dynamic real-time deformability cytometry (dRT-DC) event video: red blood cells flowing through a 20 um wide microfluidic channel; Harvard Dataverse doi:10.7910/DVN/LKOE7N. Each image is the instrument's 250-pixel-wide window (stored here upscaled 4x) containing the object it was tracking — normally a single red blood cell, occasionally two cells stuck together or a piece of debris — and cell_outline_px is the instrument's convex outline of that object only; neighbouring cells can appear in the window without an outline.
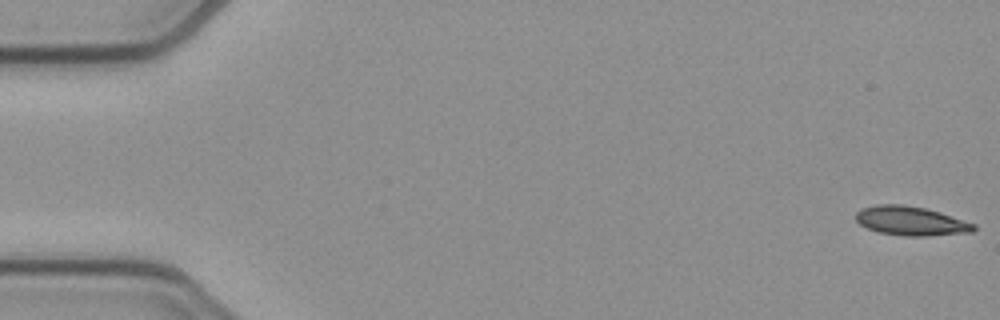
{"species": "common noctule bat (a hibernating species)", "species_latin": "Nyctalus noctula", "temperature_condition": "cold", "stored_images_in_passage": 52, "camera_frame_rate_fps": 3000, "um_per_image_px": 0.085, "animal": {"sex": "female", "body_mass_g": 21.9}, "frame": {"image": 1, "passage_image": 1, "time_ms": 0.0, "image_size_px": [1000, 320], "cell_outline_px": [[976, 228], [972, 232], [928, 236], [904, 236], [880, 232], [868, 228], [860, 224], [856, 220], [856, 212], [860, 208], [876, 204], [904, 204], [924, 208], [940, 212], [976, 224]], "centroid_in_image_um": [77.42, 18.77], "position_along_channel_um": 7.6, "area_um2": 20.06}}
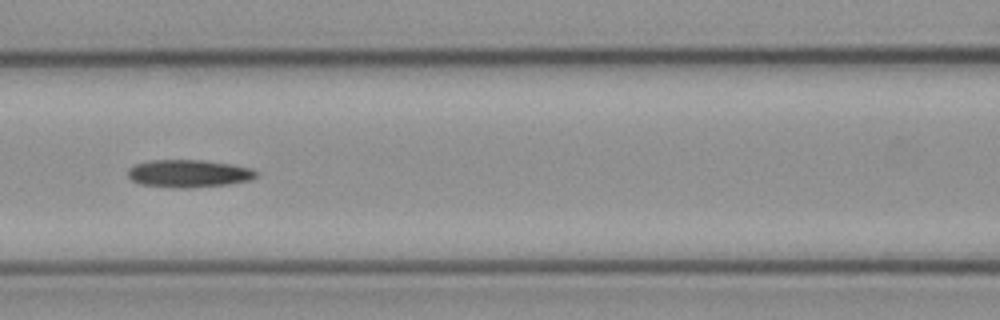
{"frame": {"image": 2, "passage_image": 23, "time_ms": 7.333, "image_size_px": [1000, 320], "cell_outline_px": [[260, 176], [252, 180], [228, 184], [188, 188], [176, 188], [140, 184], [132, 180], [128, 176], [128, 168], [136, 164], [152, 160], [204, 160], [232, 164], [252, 168], [260, 172]], "centroid_in_image_um": [16.11, 14.75], "position_along_channel_um": 150.5, "area_um2": 20.92}}
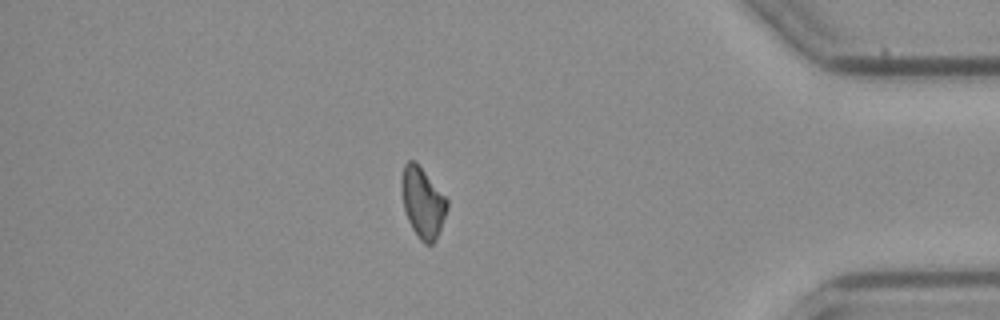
{"frame": {"image": 3, "passage_image": 45, "time_ms": 14.667, "image_size_px": [1000, 320], "cell_outline_px": [[448, 208], [440, 228], [432, 244], [424, 244], [420, 240], [412, 228], [408, 220], [404, 208], [400, 188], [400, 176], [404, 164], [408, 160], [416, 160], [448, 200]], "centroid_in_image_um": [35.89, 17.15], "position_along_channel_um": 399.3, "area_um2": 18.79}, "authors_computed_cell_mechanics": {"area_um2": 19.7676, "velocity_mm_per_s": 3.9108, "shape_relaxation_time_tau1_ms": 5.8006, "shape_relaxation_time_tau2_ms": null, "deformation_change_tau1": 0.1371, "deformation_change_tau2": null}}